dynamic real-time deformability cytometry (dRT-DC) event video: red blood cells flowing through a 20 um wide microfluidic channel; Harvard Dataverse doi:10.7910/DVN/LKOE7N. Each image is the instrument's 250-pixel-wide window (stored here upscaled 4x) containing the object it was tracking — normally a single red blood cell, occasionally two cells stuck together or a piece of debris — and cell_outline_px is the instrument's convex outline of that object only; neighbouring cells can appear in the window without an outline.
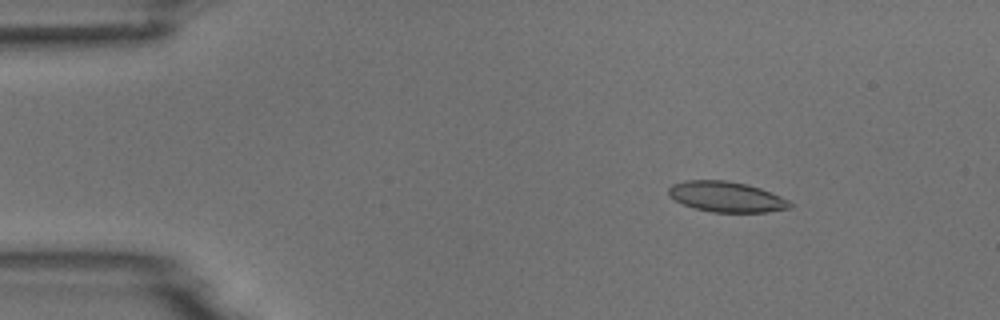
{"species": "common noctule bat (a hibernating species)", "species_latin": "Nyctalus noctula", "temperature_condition": "room temperature", "stored_images_in_passage": 5, "camera_frame_rate_fps": 3000, "um_per_image_px": 0.085, "animal": {"sex": "male", "body_mass_g": 18.8}, "frame": {"image": 1, "passage_image": 2, "time_ms": 1.333, "image_size_px": [1000, 320], "cell_outline_px": [[792, 208], [768, 212], [712, 212], [696, 208], [684, 204], [668, 196], [668, 188], [672, 184], [688, 180], [724, 180], [748, 184], [760, 188], [780, 196], [788, 200], [792, 204]], "centroid_in_image_um": [61.76, 16.72], "position_along_channel_um": 23.2, "area_um2": 21.5}}
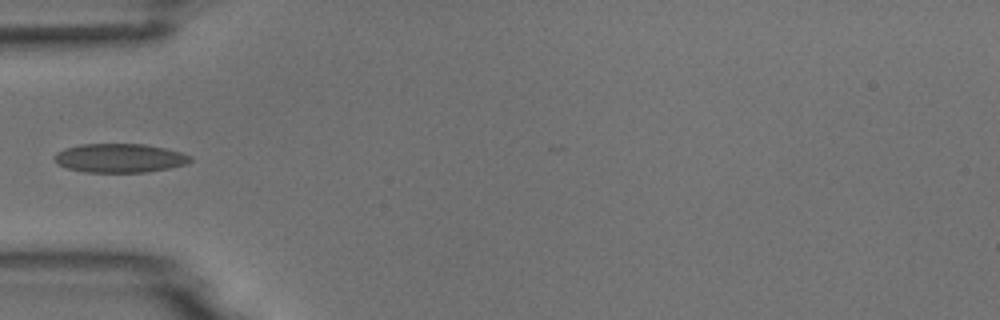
{"frame": {"image": 2, "passage_image": 5, "time_ms": 4.667, "image_size_px": [1000, 320], "cell_outline_px": [[192, 160], [188, 164], [148, 172], [84, 172], [68, 168], [56, 164], [52, 156], [56, 152], [64, 148], [84, 144], [144, 144], [164, 148], [180, 152], [192, 156]], "centroid_in_image_um": [10.15, 13.44], "position_along_channel_um": 74.8, "area_um2": 23.0}}